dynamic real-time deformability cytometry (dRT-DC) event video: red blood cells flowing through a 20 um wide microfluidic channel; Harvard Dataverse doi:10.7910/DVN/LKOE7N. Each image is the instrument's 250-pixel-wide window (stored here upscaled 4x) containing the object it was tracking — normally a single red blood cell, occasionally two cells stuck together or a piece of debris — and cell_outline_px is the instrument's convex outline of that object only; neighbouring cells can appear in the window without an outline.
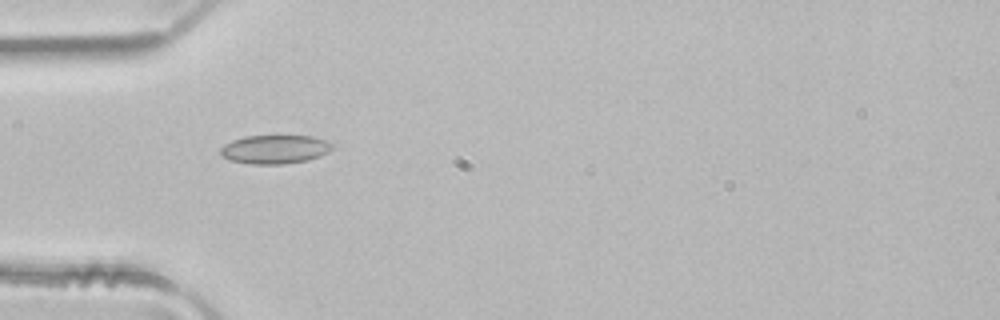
{"species": "common noctule bat (a hibernating species)", "species_latin": "Nyctalus noctula", "temperature_condition": "room temperature", "stored_images_in_passage": 4, "camera_frame_rate_fps": 3000, "um_per_image_px": 0.085, "animal": {"sex": "male", "body_mass_g": 21.5, "forearm_length_mm": 52.0}, "frame": {"image": 1, "passage_image": 3, "time_ms": 0.667, "image_size_px": [1000, 320], "cell_outline_px": [[332, 148], [328, 152], [320, 156], [308, 160], [284, 164], [248, 164], [228, 160], [220, 156], [220, 148], [224, 144], [232, 140], [244, 136], [312, 136], [324, 140], [332, 144]], "centroid_in_image_um": [23.3, 12.7], "position_along_channel_um": 61.7, "area_um2": 18.84}}
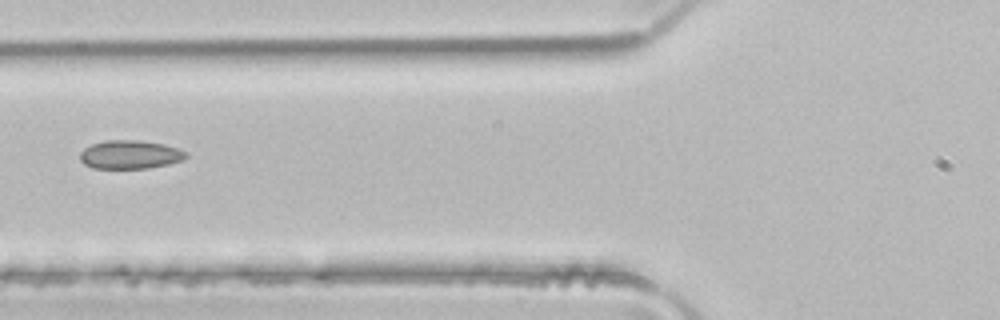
{"frame": {"image": 2, "passage_image": 4, "time_ms": 1.0, "image_size_px": [1000, 320], "cell_outline_px": [[188, 156], [184, 160], [168, 164], [148, 168], [92, 168], [84, 164], [80, 160], [80, 152], [84, 148], [92, 144], [104, 140], [140, 140], [164, 144], [188, 152]], "centroid_in_image_um": [11.06, 13.13], "position_along_channel_um": 114.7, "area_um2": 17.74}}